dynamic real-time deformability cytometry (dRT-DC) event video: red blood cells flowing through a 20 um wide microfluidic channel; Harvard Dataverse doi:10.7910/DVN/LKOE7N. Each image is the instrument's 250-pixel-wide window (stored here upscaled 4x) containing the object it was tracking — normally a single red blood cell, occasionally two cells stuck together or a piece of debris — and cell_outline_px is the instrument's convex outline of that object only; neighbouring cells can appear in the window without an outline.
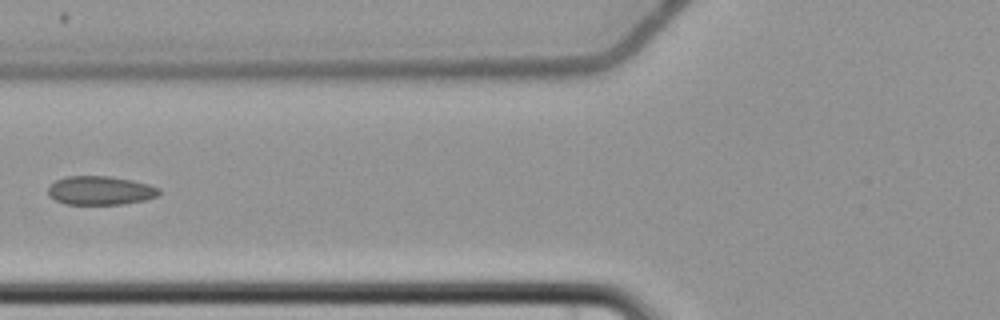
{"species": "common noctule bat (a hibernating species)", "species_latin": "Nyctalus noctula", "temperature_condition": "cold", "stored_images_in_passage": 6, "camera_frame_rate_fps": 3000, "um_per_image_px": 0.085, "animal": {"sex": "female", "body_mass_g": 22.7, "forearm_length_mm": 54.2}, "frame": {"image": 1, "passage_image": 6, "time_ms": 7.333, "image_size_px": [1000, 320], "cell_outline_px": [[160, 192], [156, 196], [144, 200], [124, 204], [64, 204], [48, 196], [48, 184], [64, 176], [112, 176], [132, 180], [148, 184], [160, 188]], "centroid_in_image_um": [8.49, 16.18], "position_along_channel_um": 117.3, "area_um2": 18.79}}